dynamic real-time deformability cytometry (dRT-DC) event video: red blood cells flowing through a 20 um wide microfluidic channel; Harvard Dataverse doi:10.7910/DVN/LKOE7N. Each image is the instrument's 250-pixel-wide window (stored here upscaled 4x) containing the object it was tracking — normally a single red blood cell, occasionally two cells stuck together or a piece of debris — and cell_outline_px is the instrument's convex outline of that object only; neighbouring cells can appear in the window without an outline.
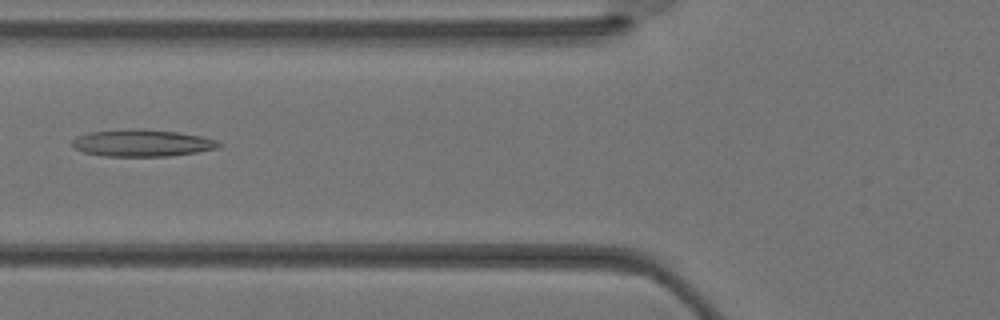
{"species": "Egyptian fruit bat (a non-hibernating species)", "species_latin": "Rousettus aegyptiacus", "temperature_condition": "warm", "stored_images_in_passage": 27, "camera_frame_rate_fps": 3000, "um_per_image_px": 0.085, "animal": {"sex": "female"}, "frame": {"image": 1, "passage_image": 5, "time_ms": 1.333, "image_size_px": [1000, 320], "cell_outline_px": [[224, 144], [220, 148], [196, 152], [168, 156], [104, 156], [84, 152], [76, 148], [72, 144], [72, 140], [76, 136], [88, 132], [132, 128], [144, 128], [176, 132], [200, 136], [216, 140]], "centroid_in_image_um": [12.09, 12.14], "position_along_channel_um": 113.7, "area_um2": 23.18}}
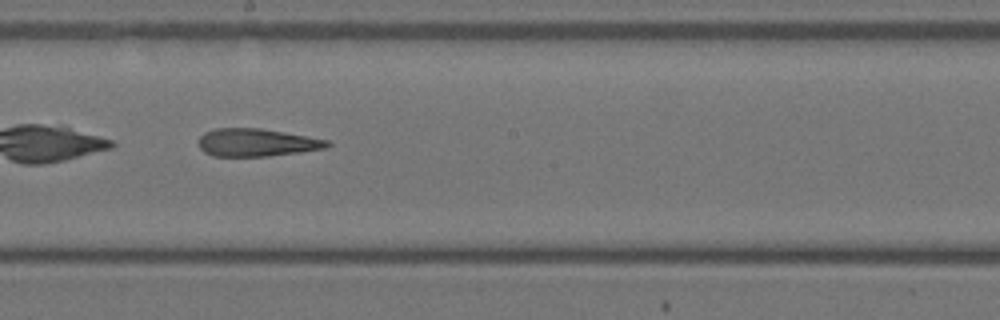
{"frame": {"image": 2, "passage_image": 11, "time_ms": 3.333, "image_size_px": [1000, 320], "cell_outline_px": [[332, 144], [328, 148], [300, 152], [268, 156], [212, 156], [204, 152], [200, 148], [200, 136], [204, 132], [216, 128], [260, 128], [328, 140]], "centroid_in_image_um": [21.82, 12.12], "position_along_channel_um": 226.4, "area_um2": 20.75}}
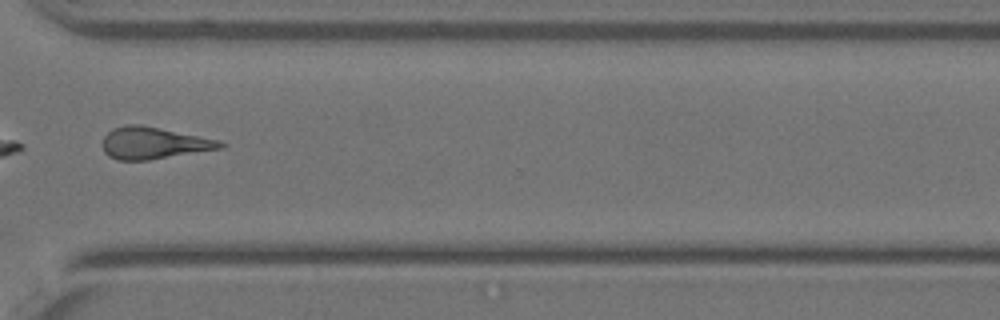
{"frame": {"image": 3, "passage_image": 18, "time_ms": 5.667, "image_size_px": [1000, 320], "cell_outline_px": [[228, 144], [224, 148], [148, 160], [116, 160], [108, 156], [104, 152], [100, 144], [104, 136], [112, 128], [128, 124], [140, 124], [220, 140]], "centroid_in_image_um": [13.04, 12.16], "position_along_channel_um": 357.6, "area_um2": 22.14}}